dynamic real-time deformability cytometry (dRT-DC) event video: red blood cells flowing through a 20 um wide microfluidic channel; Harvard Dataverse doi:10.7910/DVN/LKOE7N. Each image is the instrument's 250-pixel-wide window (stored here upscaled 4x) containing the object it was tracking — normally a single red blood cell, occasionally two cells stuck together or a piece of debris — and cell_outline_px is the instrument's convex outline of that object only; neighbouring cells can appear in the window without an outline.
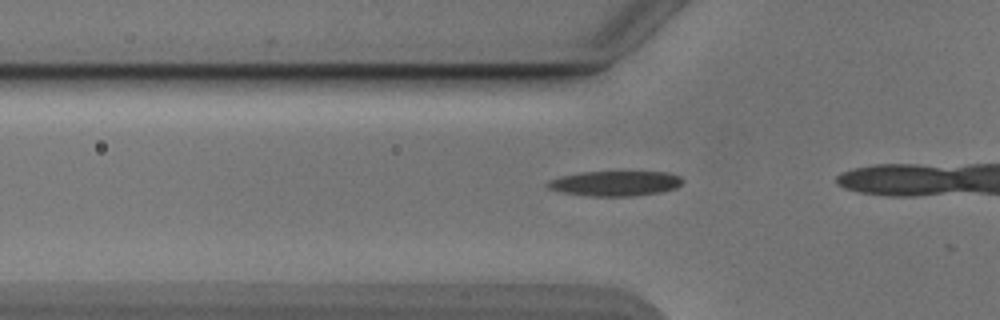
{"species": "Egyptian fruit bat (a non-hibernating species)", "species_latin": "Rousettus aegyptiacus", "temperature_condition": "cold", "stored_images_in_passage": 21, "camera_frame_rate_fps": 3000, "um_per_image_px": 0.085, "animal": {"sex": "male"}, "frame": {"image": 1, "passage_image": 13, "time_ms": 4.0, "image_size_px": [1000, 320], "cell_outline_px": [[684, 180], [676, 188], [660, 192], [632, 196], [588, 196], [560, 192], [548, 188], [544, 184], [548, 180], [560, 176], [580, 172], [668, 172], [680, 176]], "centroid_in_image_um": [52.24, 15.59], "position_along_channel_um": 73.6, "area_um2": 19.83}}
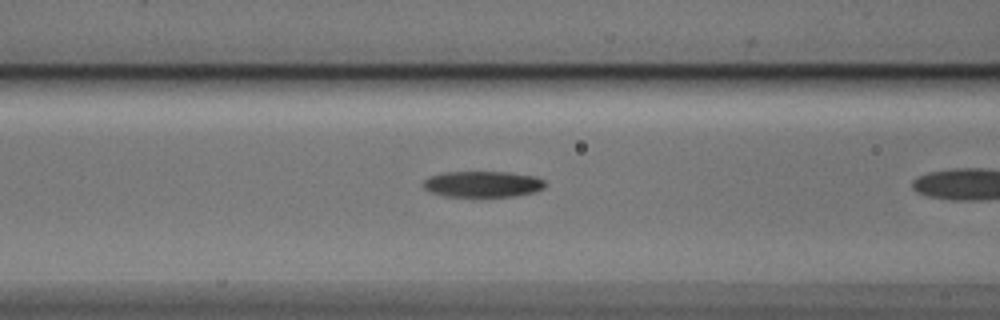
{"frame": {"image": 2, "passage_image": 17, "time_ms": 5.333, "image_size_px": [1000, 320], "cell_outline_px": [[544, 188], [536, 192], [516, 196], [480, 200], [444, 196], [428, 192], [424, 188], [424, 180], [428, 176], [444, 172], [508, 172], [536, 176], [544, 180]], "centroid_in_image_um": [41.01, 15.71], "position_along_channel_um": 125.6, "area_um2": 19.65}}
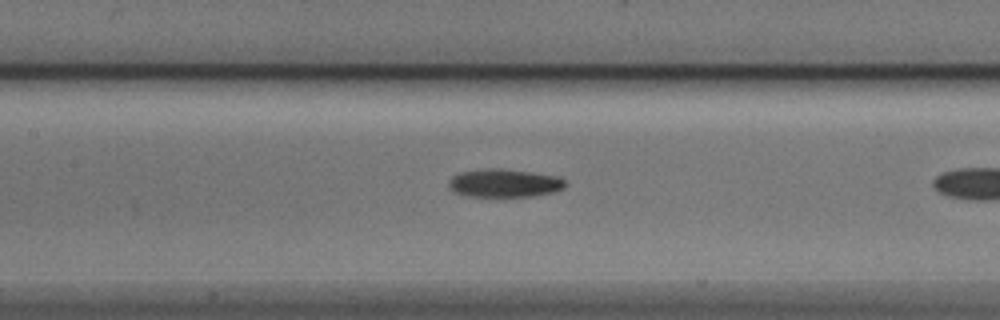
{"frame": {"image": 3, "passage_image": 20, "time_ms": 6.333, "image_size_px": [1000, 320], "cell_outline_px": [[568, 184], [564, 188], [552, 192], [532, 196], [468, 196], [452, 192], [448, 188], [448, 180], [452, 176], [460, 172], [484, 168], [500, 168], [532, 172], [556, 176], [564, 180]], "centroid_in_image_um": [42.82, 15.55], "position_along_channel_um": 164.6, "area_um2": 19.31}}